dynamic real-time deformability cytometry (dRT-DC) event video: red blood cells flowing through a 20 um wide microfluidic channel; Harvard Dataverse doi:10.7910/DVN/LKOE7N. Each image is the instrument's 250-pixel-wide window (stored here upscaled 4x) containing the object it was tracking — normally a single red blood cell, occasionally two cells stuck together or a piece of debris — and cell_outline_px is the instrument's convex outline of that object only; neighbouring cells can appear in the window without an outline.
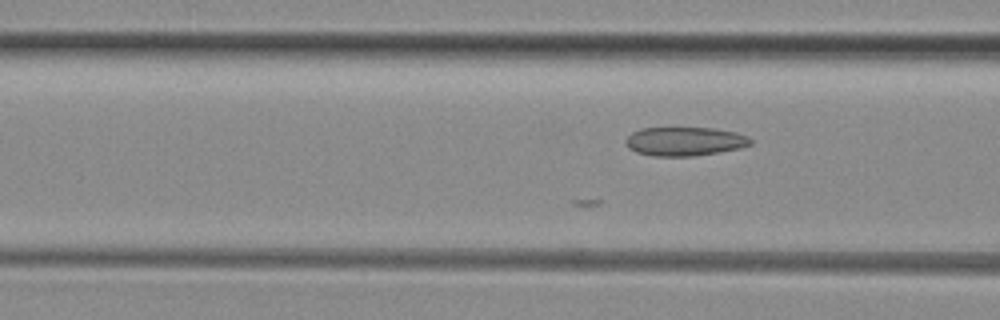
{"species": "common noctule bat (a hibernating species)", "species_latin": "Nyctalus noctula", "temperature_condition": "room temperature", "stored_images_in_passage": 33, "camera_frame_rate_fps": 3000, "um_per_image_px": 0.085, "animal": {"sex": "female", "body_mass_g": 29.2, "forearm_length_mm": 56.3}, "frame": {"image": 1, "passage_image": 14, "time_ms": 4.333, "image_size_px": [1000, 320], "cell_outline_px": [[752, 144], [740, 148], [696, 156], [652, 156], [636, 152], [628, 148], [624, 144], [624, 140], [632, 132], [640, 128], [712, 128], [736, 132], [748, 136], [752, 140]], "centroid_in_image_um": [58.18, 12.02], "position_along_channel_um": 108.4, "area_um2": 21.15}}
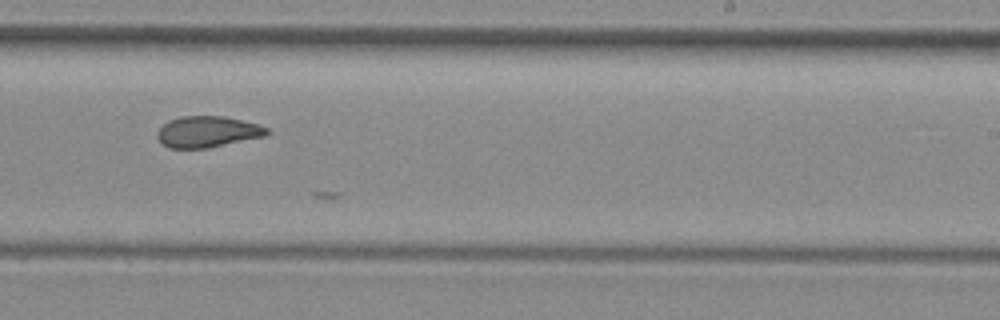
{"frame": {"image": 2, "passage_image": 26, "time_ms": 8.333, "image_size_px": [1000, 320], "cell_outline_px": [[272, 132], [264, 136], [208, 148], [168, 148], [156, 136], [156, 132], [168, 120], [180, 116], [224, 116], [256, 124], [268, 128]], "centroid_in_image_um": [17.62, 11.2], "position_along_channel_um": 271.4, "area_um2": 19.83}}
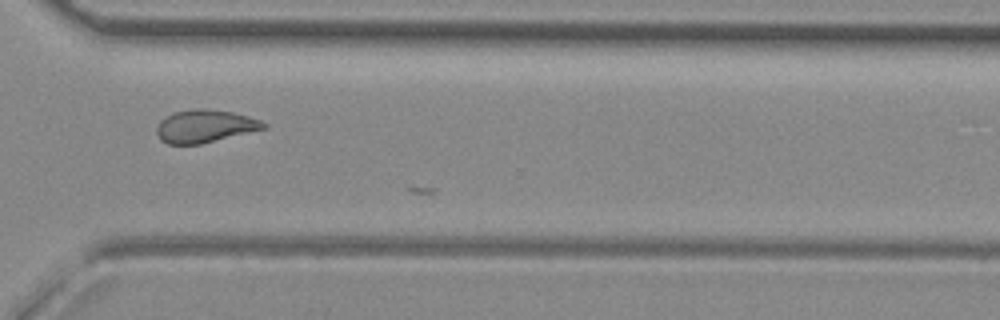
{"frame": {"image": 3, "passage_image": 32, "time_ms": 10.333, "image_size_px": [1000, 320], "cell_outline_px": [[268, 124], [264, 128], [200, 144], [168, 144], [160, 140], [156, 132], [156, 128], [160, 120], [164, 116], [172, 112], [192, 108], [204, 108], [232, 112], [248, 116], [260, 120]], "centroid_in_image_um": [17.34, 10.71], "position_along_channel_um": 353.3, "area_um2": 20.4}}